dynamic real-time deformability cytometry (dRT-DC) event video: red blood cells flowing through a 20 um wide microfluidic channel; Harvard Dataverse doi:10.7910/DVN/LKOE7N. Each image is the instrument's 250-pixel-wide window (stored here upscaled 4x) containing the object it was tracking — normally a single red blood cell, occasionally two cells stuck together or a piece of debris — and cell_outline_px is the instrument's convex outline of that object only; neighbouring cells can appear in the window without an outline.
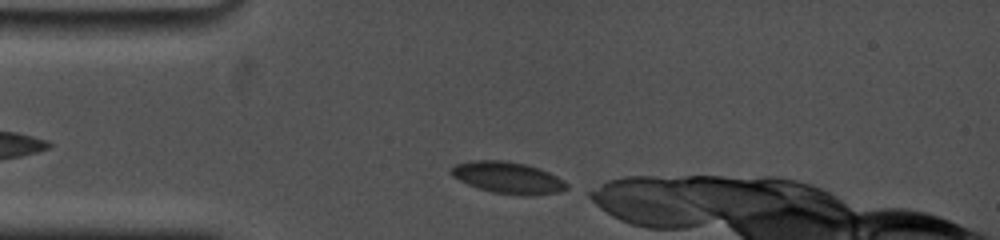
{"species": "common noctule bat (a hibernating species)", "species_latin": "Nyctalus noctula", "temperature_condition": "cold", "stored_images_in_passage": 5, "camera_frame_rate_fps": 5000, "um_per_image_px": 0.085, "animal": {"sex": "female", "body_mass_g": 19.0, "forearm_length_mm": 53.3}, "frame": {"image": 1, "passage_image": 1, "time_ms": 0.0, "image_size_px": [1000, 240], "cell_outline_px": [[568, 188], [560, 192], [536, 196], [524, 196], [492, 192], [468, 184], [452, 176], [452, 168], [456, 164], [472, 160], [504, 160], [524, 164], [540, 168], [564, 180], [568, 184]], "centroid_in_image_um": [43.23, 15.11], "position_along_channel_um": 41.8, "area_um2": 21.33}}
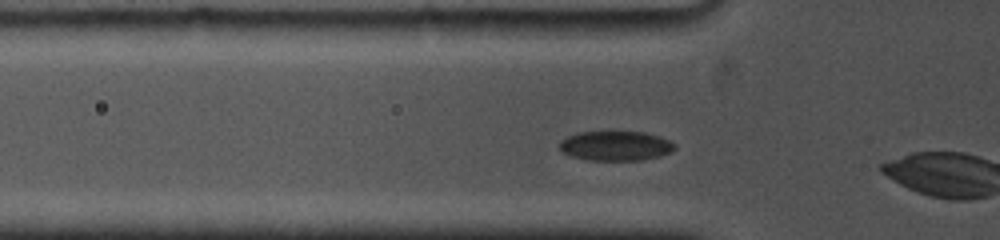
{"frame": {"image": 2, "passage_image": 3, "time_ms": 1.4, "image_size_px": [1000, 240], "cell_outline_px": [[676, 148], [672, 152], [660, 156], [644, 160], [588, 160], [572, 156], [560, 152], [560, 140], [576, 132], [612, 128], [644, 132], [660, 136], [676, 144]], "centroid_in_image_um": [52.32, 12.34], "position_along_channel_um": 73.5, "area_um2": 21.04}}